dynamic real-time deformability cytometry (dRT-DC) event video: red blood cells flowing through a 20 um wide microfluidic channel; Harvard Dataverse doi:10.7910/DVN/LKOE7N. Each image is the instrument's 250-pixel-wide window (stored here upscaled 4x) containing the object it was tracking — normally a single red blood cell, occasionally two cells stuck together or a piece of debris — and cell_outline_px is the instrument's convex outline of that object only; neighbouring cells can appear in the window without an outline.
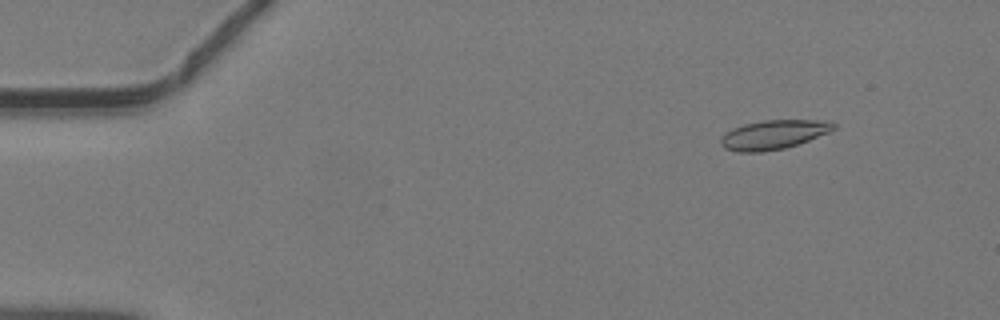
{"species": "common noctule bat (a hibernating species)", "species_latin": "Nyctalus noctula", "temperature_condition": "warm", "stored_images_in_passage": 48, "camera_frame_rate_fps": 3000, "um_per_image_px": 0.085, "animal": {"sex": "male", "body_mass_g": 19.2, "forearm_length_mm": 51.8}, "frame": {"image": 1, "passage_image": 6, "time_ms": 1.667, "image_size_px": [1000, 320], "cell_outline_px": [[836, 128], [828, 132], [808, 140], [784, 148], [764, 152], [736, 152], [724, 148], [720, 144], [720, 136], [724, 132], [732, 128], [744, 124], [764, 120], [832, 120], [836, 124]], "centroid_in_image_um": [65.71, 11.44], "position_along_channel_um": 19.3, "area_um2": 19.36}}
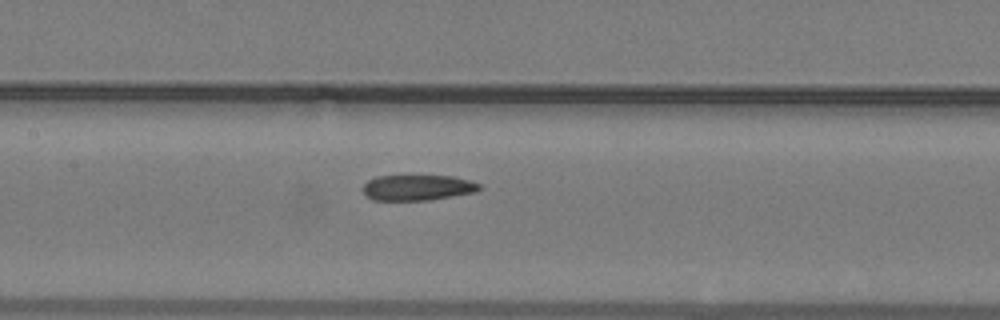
{"frame": {"image": 2, "passage_image": 23, "time_ms": 7.333, "image_size_px": [1000, 320], "cell_outline_px": [[480, 188], [476, 192], [428, 200], [372, 200], [364, 192], [364, 184], [368, 180], [376, 176], [408, 172], [452, 176], [468, 180], [480, 184]], "centroid_in_image_um": [35.46, 15.88], "position_along_channel_um": 171.9, "area_um2": 18.26}}
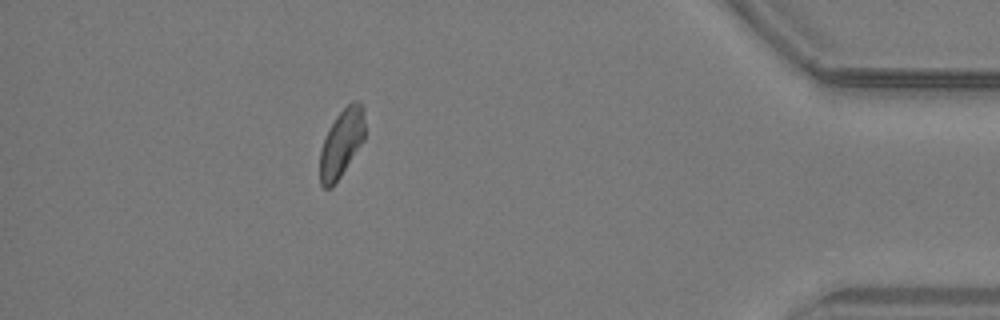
{"frame": {"image": 3, "passage_image": 42, "time_ms": 13.667, "image_size_px": [1000, 320], "cell_outline_px": [[364, 140], [332, 188], [324, 188], [320, 184], [320, 152], [324, 136], [328, 128], [336, 116], [352, 100], [360, 100], [364, 104]], "centroid_in_image_um": [29.03, 12.12], "position_along_channel_um": 406.2, "area_um2": 17.92}}